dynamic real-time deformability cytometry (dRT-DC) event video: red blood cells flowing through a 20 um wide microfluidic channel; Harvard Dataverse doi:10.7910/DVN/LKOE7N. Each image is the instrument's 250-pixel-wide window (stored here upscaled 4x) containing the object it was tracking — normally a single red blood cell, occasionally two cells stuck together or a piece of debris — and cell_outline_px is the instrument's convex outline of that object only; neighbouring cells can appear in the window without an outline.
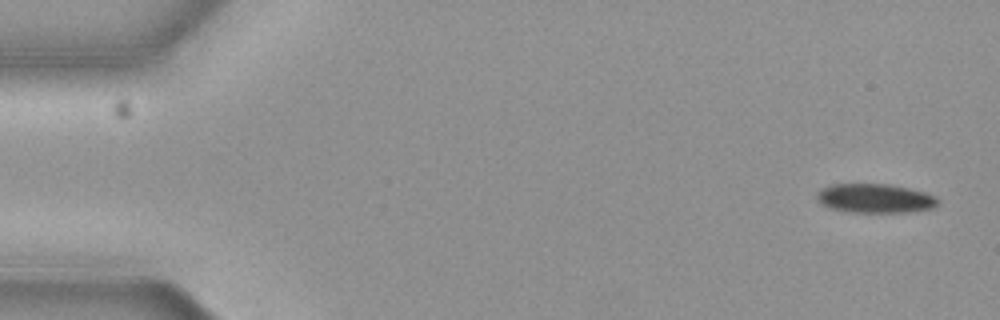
{"species": "common noctule bat (a hibernating species)", "species_latin": "Nyctalus noctula", "temperature_condition": "cold", "stored_images_in_passage": 5, "camera_frame_rate_fps": 3000, "um_per_image_px": 0.085, "animal": {"sex": "female", "body_mass_g": 19.3, "forearm_length_mm": 54.1}, "frame": {"image": 1, "passage_image": 1, "time_ms": 0.0, "image_size_px": [1000, 320], "cell_outline_px": [[940, 200], [932, 208], [904, 212], [852, 212], [828, 208], [816, 196], [824, 188], [832, 184], [888, 184], [908, 188], [924, 192], [936, 196]], "centroid_in_image_um": [74.41, 16.86], "position_along_channel_um": 10.6, "area_um2": 20.17}}
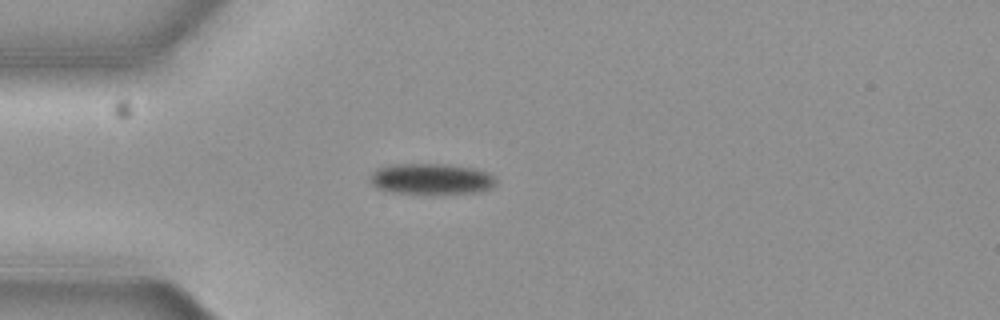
{"frame": {"image": 2, "passage_image": 5, "time_ms": 1.333, "image_size_px": [1000, 320], "cell_outline_px": [[496, 184], [492, 188], [476, 192], [396, 192], [376, 188], [372, 184], [372, 172], [380, 168], [392, 164], [444, 164], [476, 168], [488, 172], [496, 180]], "centroid_in_image_um": [36.7, 15.18], "position_along_channel_um": 48.3, "area_um2": 22.02}}